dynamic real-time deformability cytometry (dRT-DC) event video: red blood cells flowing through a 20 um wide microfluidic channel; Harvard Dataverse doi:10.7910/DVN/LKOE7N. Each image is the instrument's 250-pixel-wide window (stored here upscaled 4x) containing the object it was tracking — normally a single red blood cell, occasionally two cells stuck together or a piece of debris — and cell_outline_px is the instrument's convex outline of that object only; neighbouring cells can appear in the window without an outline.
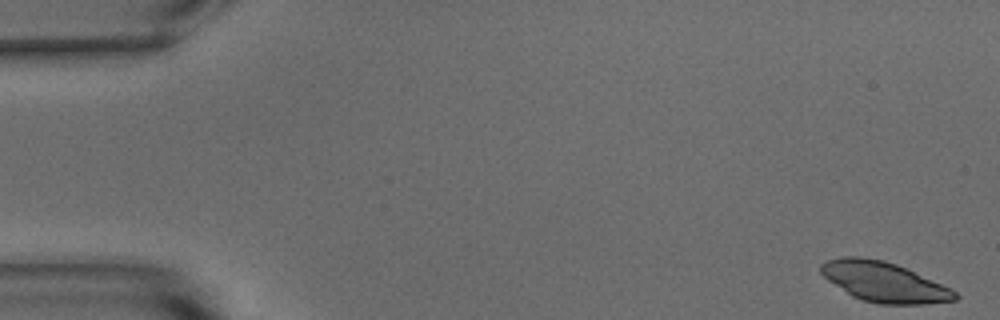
{"species": "common noctule bat (a hibernating species)", "species_latin": "Nyctalus noctula", "temperature_condition": "warm", "stored_images_in_passage": 52, "camera_frame_rate_fps": 3000, "um_per_image_px": 0.085, "animal": {"sex": "male", "body_mass_g": 15.6}, "frame": {"image": 1, "passage_image": 1, "time_ms": 0.0, "image_size_px": [1000, 320], "cell_outline_px": [[960, 296], [956, 300], [924, 304], [880, 304], [864, 300], [852, 296], [828, 280], [820, 272], [820, 264], [828, 260], [844, 256], [860, 256], [884, 260], [896, 264], [952, 288]], "centroid_in_image_um": [75.15, 23.96], "position_along_channel_um": 9.8, "area_um2": 31.15}}